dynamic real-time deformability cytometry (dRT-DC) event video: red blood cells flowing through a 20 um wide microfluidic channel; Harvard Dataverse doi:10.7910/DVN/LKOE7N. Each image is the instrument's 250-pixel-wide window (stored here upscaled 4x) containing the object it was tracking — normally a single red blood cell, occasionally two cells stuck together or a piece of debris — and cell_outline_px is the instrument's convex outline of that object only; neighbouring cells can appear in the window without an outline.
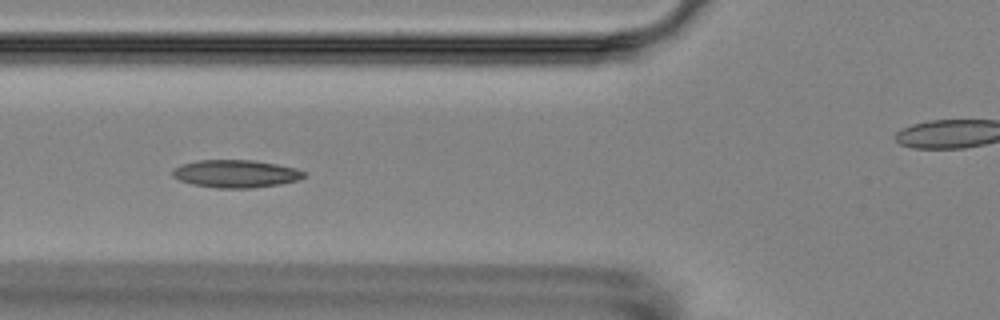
{"species": "Egyptian fruit bat (a non-hibernating species)", "species_latin": "Rousettus aegyptiacus", "temperature_condition": "room temperature", "stored_images_in_passage": 9, "segment_of_instrument_passage": [1, 2], "camera_frame_rate_fps": 3000, "um_per_image_px": 0.085, "animal": {"sex": "female"}, "frame": {"image": 1, "passage_image": 4, "time_ms": 4.333, "image_size_px": [1000, 320], "cell_outline_px": [[304, 176], [300, 180], [280, 184], [252, 188], [216, 188], [192, 184], [180, 180], [172, 176], [172, 172], [176, 168], [184, 164], [200, 160], [252, 160], [276, 164], [296, 168], [304, 172]], "centroid_in_image_um": [20.07, 14.77], "position_along_channel_um": 105.7, "area_um2": 21.04}}
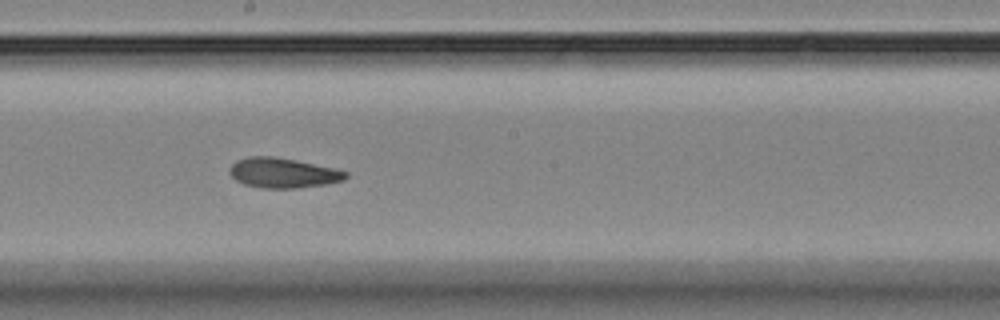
{"frame": {"image": 2, "passage_image": 7, "time_ms": 7.667, "image_size_px": [1000, 320], "cell_outline_px": [[348, 176], [344, 180], [324, 184], [296, 188], [260, 188], [244, 184], [236, 180], [228, 172], [232, 164], [236, 160], [248, 156], [276, 156], [296, 160], [332, 168], [348, 172]], "centroid_in_image_um": [24.01, 14.69], "position_along_channel_um": 224.2, "area_um2": 20.23}}
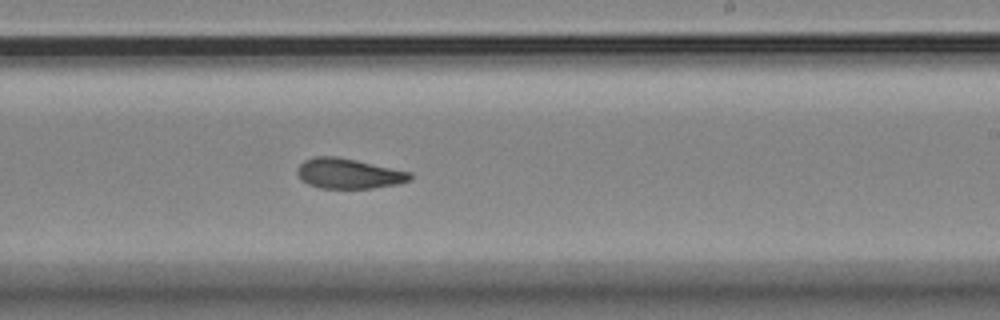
{"frame": {"image": 3, "passage_image": 8, "time_ms": 8.667, "image_size_px": [1000, 320], "cell_outline_px": [[412, 180], [396, 184], [372, 188], [320, 188], [308, 184], [296, 172], [296, 168], [304, 160], [312, 156], [336, 156], [356, 160], [412, 172]], "centroid_in_image_um": [29.64, 14.74], "position_along_channel_um": 259.4, "area_um2": 19.83}}